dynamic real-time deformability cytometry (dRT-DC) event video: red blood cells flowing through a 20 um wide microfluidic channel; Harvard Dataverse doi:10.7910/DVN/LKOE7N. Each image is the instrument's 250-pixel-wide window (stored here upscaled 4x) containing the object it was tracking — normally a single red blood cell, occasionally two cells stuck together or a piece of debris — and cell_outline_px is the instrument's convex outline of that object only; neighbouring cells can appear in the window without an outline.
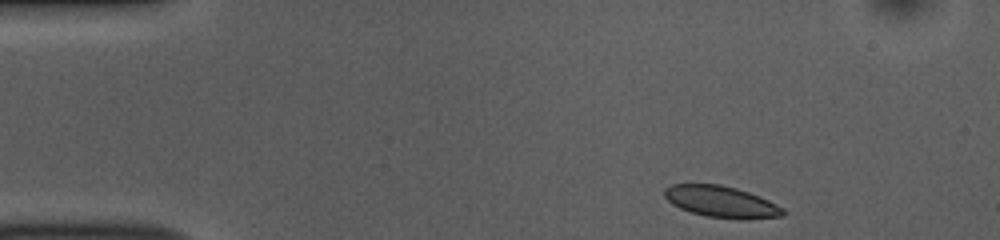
{"species": "common noctule bat (a hibernating species)", "species_latin": "Nyctalus noctula", "temperature_condition": "room temperature", "stored_images_in_passage": 47, "camera_frame_rate_fps": 3000, "um_per_image_px": 0.085, "animal": {"sex": "female", "body_mass_g": 10.0, "forearm_length_mm": 53.1}, "frame": {"image": 1, "passage_image": 1, "time_ms": 0.0, "image_size_px": [1000, 240], "cell_outline_px": [[784, 216], [748, 220], [740, 220], [704, 216], [680, 208], [672, 204], [664, 196], [664, 188], [672, 184], [720, 184], [736, 188], [748, 192], [768, 200], [784, 208]], "centroid_in_image_um": [61.32, 17.16], "position_along_channel_um": 23.7, "area_um2": 21.91}}
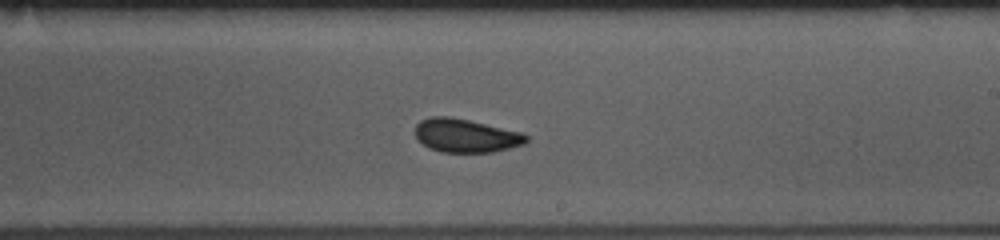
{"frame": {"image": 2, "passage_image": 25, "time_ms": 8.0, "image_size_px": [1000, 240], "cell_outline_px": [[528, 140], [524, 144], [492, 152], [440, 152], [428, 148], [416, 140], [416, 124], [420, 120], [432, 116], [448, 116], [468, 120], [524, 132], [528, 136]], "centroid_in_image_um": [39.58, 11.53], "position_along_channel_um": 249.4, "area_um2": 21.85}}
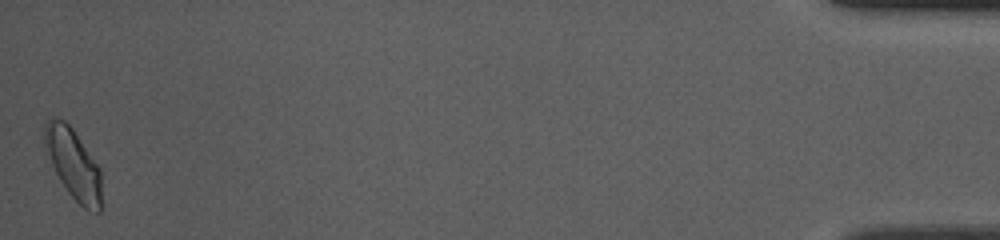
{"frame": {"image": 3, "passage_image": 47, "time_ms": 15.333, "image_size_px": [1000, 240], "cell_outline_px": [[100, 212], [88, 212], [68, 192], [60, 180], [52, 164], [44, 140], [44, 124], [52, 116], [64, 120], [72, 128], [100, 168]], "centroid_in_image_um": [6.23, 13.92], "position_along_channel_um": 429.0, "area_um2": 22.77}, "authors_computed_cell_mechanics": {"area_um2": 21.675, "velocity_mm_per_s": 3.7046, "shape_relaxation_time_tau1_ms": 3.3286, "shape_relaxation_time_tau2_ms": 1.7382, "deformation_change_tau1": 0.0989, "deformation_change_tau2": 0.0652}}